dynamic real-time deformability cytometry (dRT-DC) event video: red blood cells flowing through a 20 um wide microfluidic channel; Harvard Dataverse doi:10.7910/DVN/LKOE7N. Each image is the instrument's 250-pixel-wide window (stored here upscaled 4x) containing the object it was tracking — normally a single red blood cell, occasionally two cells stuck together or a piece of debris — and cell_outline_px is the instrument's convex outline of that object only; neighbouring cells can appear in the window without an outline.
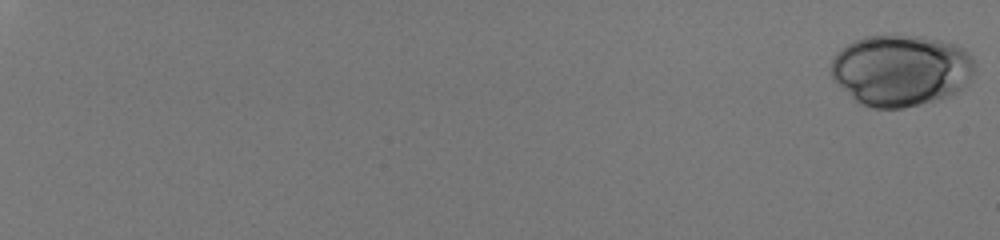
{"species": "human", "species_latin": "Homo sapiens", "temperature_condition": "room temperature", "stored_images_in_passage": 57, "camera_frame_rate_fps": 3000, "um_per_image_px": 0.085, "donor": {"sex": "male"}, "frame": {"image": 1, "passage_image": 1, "time_ms": 0.0, "image_size_px": [1000, 240], "cell_outline_px": [[976, 72], [968, 84], [964, 88], [940, 100], [904, 108], [872, 108], [860, 104], [836, 84], [832, 80], [832, 60], [836, 52], [840, 48], [864, 36], [924, 36], [956, 44], [964, 48], [972, 56], [976, 64]], "centroid_in_image_um": [76.62, 5.99], "position_along_channel_um": 8.4, "area_um2": 60.57}}
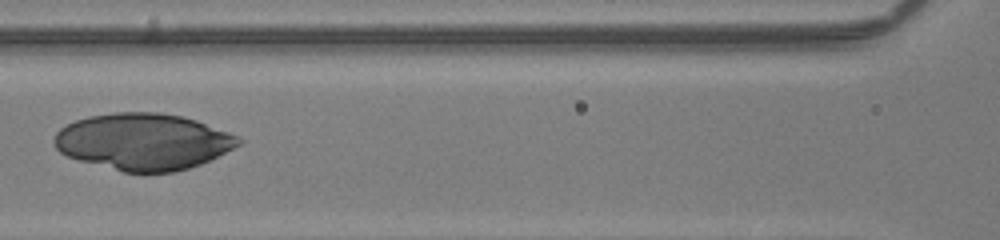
{"frame": {"image": 2, "passage_image": 33, "time_ms": 10.667, "image_size_px": [1000, 240], "cell_outline_px": [[244, 140], [240, 144], [200, 164], [188, 168], [172, 172], [124, 172], [80, 160], [68, 156], [60, 152], [56, 148], [52, 140], [56, 132], [60, 128], [76, 120], [88, 116], [116, 112], [160, 112], [180, 116], [196, 120], [228, 132]], "centroid_in_image_um": [12.14, 12.03], "position_along_channel_um": 154.5, "area_um2": 60.29}}
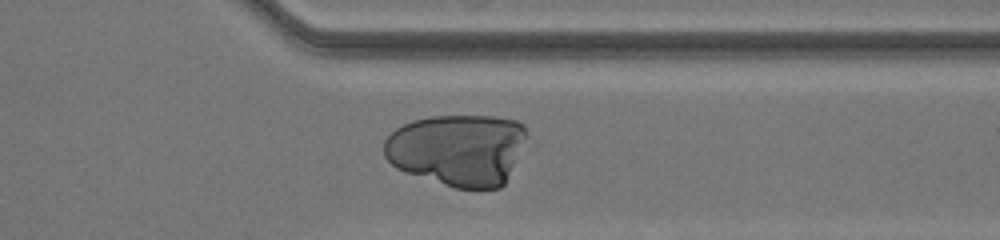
{"frame": {"image": 3, "passage_image": 49, "time_ms": 16.0, "image_size_px": [1000, 240], "cell_outline_px": [[528, 140], [504, 184], [500, 188], [456, 188], [396, 168], [384, 156], [384, 140], [396, 128], [412, 120], [432, 116], [496, 116], [516, 120], [524, 124], [528, 136]], "centroid_in_image_um": [38.95, 12.7], "position_along_channel_um": 372.5, "area_um2": 59.94}}